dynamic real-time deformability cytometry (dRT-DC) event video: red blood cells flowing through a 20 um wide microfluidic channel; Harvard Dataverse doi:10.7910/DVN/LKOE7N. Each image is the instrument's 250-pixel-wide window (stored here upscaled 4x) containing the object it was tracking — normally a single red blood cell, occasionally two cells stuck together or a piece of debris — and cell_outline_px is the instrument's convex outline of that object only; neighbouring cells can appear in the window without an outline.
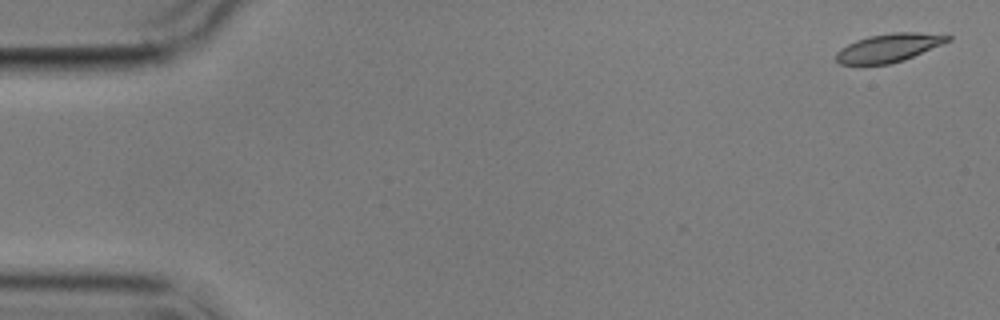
{"species": "common noctule bat (a hibernating species)", "species_latin": "Nyctalus noctula", "temperature_condition": "cold", "stored_images_in_passage": 2, "camera_frame_rate_fps": 3000, "um_per_image_px": 0.085, "animal": {"sex": "male", "body_mass_g": 17.9}, "frame": {"image": 1, "passage_image": 1, "time_ms": 0.0, "image_size_px": [1000, 320], "cell_outline_px": [[952, 40], [904, 60], [888, 64], [840, 64], [836, 60], [836, 52], [840, 48], [856, 40], [868, 36], [892, 32], [916, 32], [952, 36]], "centroid_in_image_um": [75.54, 4.05], "position_along_channel_um": 9.5, "area_um2": 18.38}}